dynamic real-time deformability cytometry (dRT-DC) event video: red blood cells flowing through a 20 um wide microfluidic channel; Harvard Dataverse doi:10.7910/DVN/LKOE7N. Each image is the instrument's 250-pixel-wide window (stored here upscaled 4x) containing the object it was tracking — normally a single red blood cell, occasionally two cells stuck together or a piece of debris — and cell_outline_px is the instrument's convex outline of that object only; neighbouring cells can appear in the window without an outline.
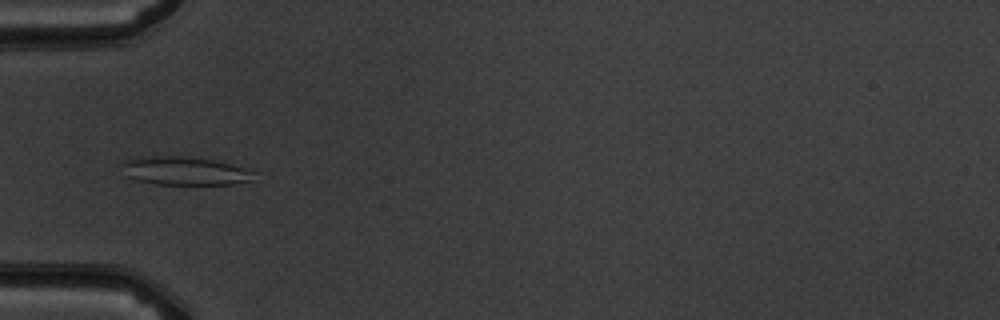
{"species": "common noctule bat (a hibernating species)", "species_latin": "Nyctalus noctula", "temperature_condition": "warm", "stored_images_in_passage": 5, "camera_frame_rate_fps": 3000, "um_per_image_px": 0.085, "animal": {"sex": "male", "body_mass_g": 19.5, "forearm_length_mm": 54.6}, "frame": {"image": 1, "passage_image": 5, "time_ms": 4.333, "image_size_px": [1000, 320], "cell_outline_px": [[252, 180], [232, 184], [156, 184], [136, 180], [124, 176], [120, 164], [120, 160], [136, 156], [180, 156], [212, 160], [252, 168]], "centroid_in_image_um": [15.59, 14.51], "position_along_channel_um": 69.4, "area_um2": 22.2}}